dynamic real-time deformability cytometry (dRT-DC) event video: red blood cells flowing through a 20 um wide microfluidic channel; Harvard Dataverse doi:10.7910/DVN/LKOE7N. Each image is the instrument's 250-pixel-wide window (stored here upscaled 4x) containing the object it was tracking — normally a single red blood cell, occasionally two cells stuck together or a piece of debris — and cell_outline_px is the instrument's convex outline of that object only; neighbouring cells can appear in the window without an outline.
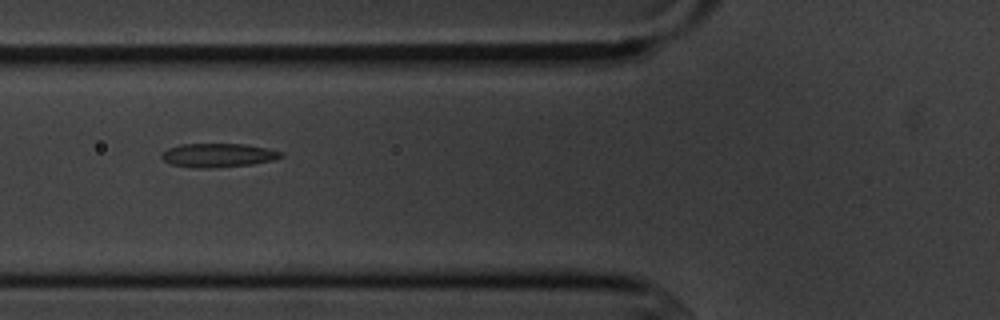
{"species": "common noctule bat (a hibernating species)", "species_latin": "Nyctalus noctula", "temperature_condition": "cold", "stored_images_in_passage": 7, "camera_frame_rate_fps": 3000, "um_per_image_px": 0.085, "animal": {"sex": "male", "body_mass_g": 20.1, "forearm_length_mm": 53.5}, "frame": {"image": 1, "passage_image": 2, "time_ms": 1.333, "image_size_px": [1000, 320], "cell_outline_px": [[284, 156], [272, 160], [252, 164], [216, 168], [192, 168], [172, 164], [164, 160], [160, 156], [168, 148], [180, 144], [244, 144], [268, 148], [284, 152]], "centroid_in_image_um": [18.56, 13.2], "position_along_channel_um": 107.2, "area_um2": 16.65}}
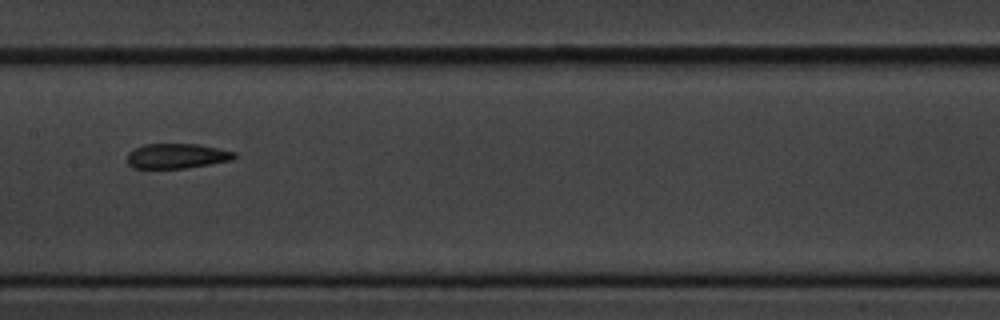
{"frame": {"image": 2, "passage_image": 4, "time_ms": 3.667, "image_size_px": [1000, 320], "cell_outline_px": [[236, 156], [232, 160], [184, 168], [132, 168], [128, 164], [128, 152], [144, 144], [200, 144], [236, 152]], "centroid_in_image_um": [15.03, 13.25], "position_along_channel_um": 192.4, "area_um2": 15.49}}
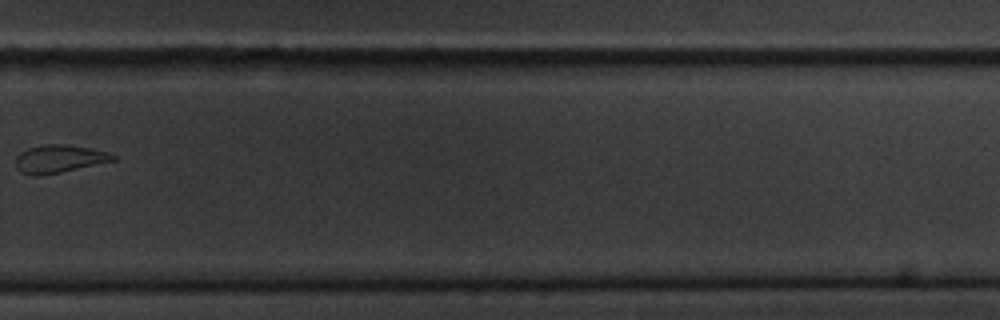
{"frame": {"image": 3, "passage_image": 7, "time_ms": 7.333, "image_size_px": [1000, 320], "cell_outline_px": [[116, 160], [60, 172], [36, 176], [32, 176], [20, 172], [16, 168], [16, 156], [20, 152], [28, 148], [44, 144], [64, 144], [88, 148], [108, 152], [116, 156]], "centroid_in_image_um": [4.99, 13.5], "position_along_channel_um": 324.8, "area_um2": 15.72}}